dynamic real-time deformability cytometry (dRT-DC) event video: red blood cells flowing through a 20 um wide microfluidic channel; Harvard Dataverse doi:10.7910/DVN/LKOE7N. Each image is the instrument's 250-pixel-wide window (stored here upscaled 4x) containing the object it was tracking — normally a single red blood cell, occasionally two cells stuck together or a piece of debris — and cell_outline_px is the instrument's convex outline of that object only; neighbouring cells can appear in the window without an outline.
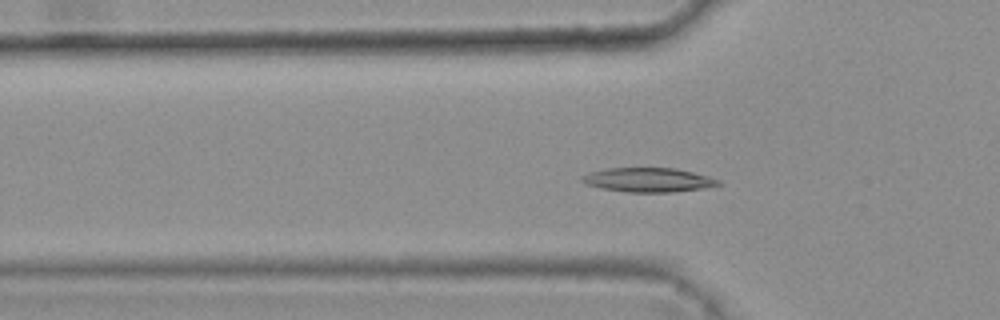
{"species": "common noctule bat (a hibernating species)", "species_latin": "Nyctalus noctula", "temperature_condition": "warm", "stored_images_in_passage": 39, "camera_frame_rate_fps": 3000, "um_per_image_px": 0.085, "animal": {"sex": "female", "body_mass_g": 25.1}, "frame": {"image": 1, "passage_image": 15, "time_ms": 4.667, "image_size_px": [1000, 320], "cell_outline_px": [[720, 184], [704, 188], [672, 192], [628, 192], [600, 188], [584, 184], [580, 180], [580, 176], [588, 172], [608, 168], [676, 168], [708, 176], [720, 180]], "centroid_in_image_um": [55.04, 15.29], "position_along_channel_um": 70.8, "area_um2": 19.31}}
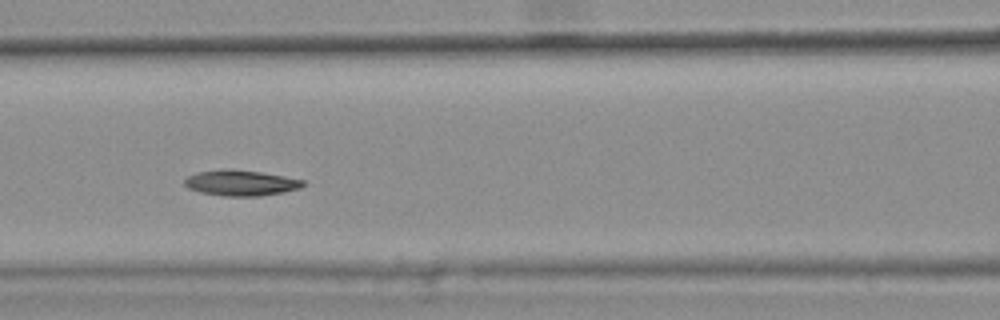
{"frame": {"image": 2, "passage_image": 21, "time_ms": 6.667, "image_size_px": [1000, 320], "cell_outline_px": [[308, 184], [300, 188], [284, 192], [260, 196], [224, 196], [200, 192], [188, 188], [184, 184], [184, 180], [188, 176], [200, 172], [260, 172], [284, 176], [304, 180]], "centroid_in_image_um": [20.56, 15.6], "position_along_channel_um": 146.0, "area_um2": 16.88}}
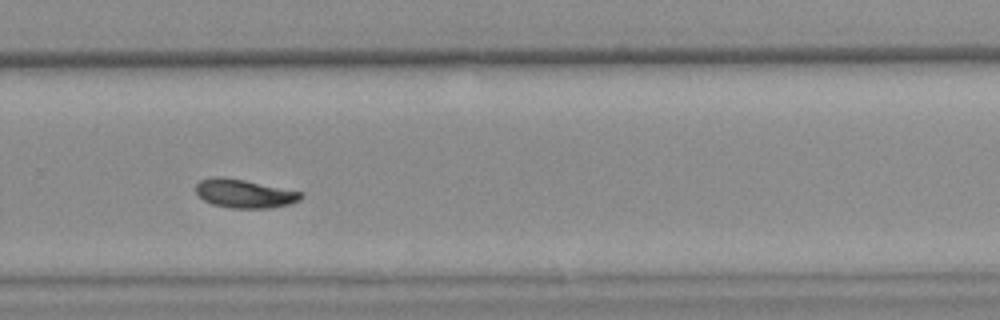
{"frame": {"image": 3, "passage_image": 34, "time_ms": 11.0, "image_size_px": [1000, 320], "cell_outline_px": [[304, 196], [300, 200], [288, 204], [268, 208], [232, 208], [212, 204], [204, 200], [196, 192], [196, 184], [200, 180], [212, 176], [220, 176], [244, 180], [304, 192]], "centroid_in_image_um": [20.78, 16.44], "position_along_channel_um": 309.0, "area_um2": 17.51}}